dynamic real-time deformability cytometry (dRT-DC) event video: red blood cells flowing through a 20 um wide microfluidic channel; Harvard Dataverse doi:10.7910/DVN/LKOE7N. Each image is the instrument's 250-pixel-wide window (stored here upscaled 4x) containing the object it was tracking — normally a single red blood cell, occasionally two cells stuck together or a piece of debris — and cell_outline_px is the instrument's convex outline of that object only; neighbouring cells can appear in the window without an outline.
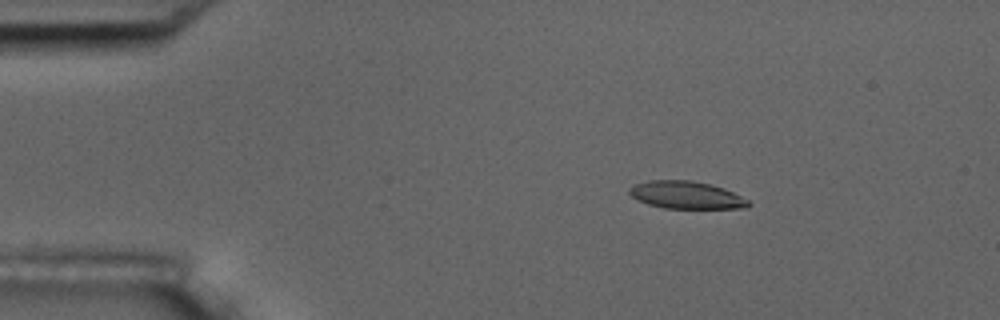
{"species": "common noctule bat (a hibernating species)", "species_latin": "Nyctalus noctula", "temperature_condition": "room temperature", "stored_images_in_passage": 4, "camera_frame_rate_fps": 3000, "um_per_image_px": 0.085, "animal": {"sex": "male", "body_mass_g": 17.5, "forearm_length_mm": 52.3}, "frame": {"image": 1, "passage_image": 2, "time_ms": 0.333, "image_size_px": [1000, 320], "cell_outline_px": [[752, 204], [748, 208], [664, 208], [648, 204], [636, 200], [628, 192], [628, 188], [636, 184], [648, 180], [692, 180], [724, 188], [748, 200]], "centroid_in_image_um": [58.31, 16.58], "position_along_channel_um": 26.7, "area_um2": 19.07}}